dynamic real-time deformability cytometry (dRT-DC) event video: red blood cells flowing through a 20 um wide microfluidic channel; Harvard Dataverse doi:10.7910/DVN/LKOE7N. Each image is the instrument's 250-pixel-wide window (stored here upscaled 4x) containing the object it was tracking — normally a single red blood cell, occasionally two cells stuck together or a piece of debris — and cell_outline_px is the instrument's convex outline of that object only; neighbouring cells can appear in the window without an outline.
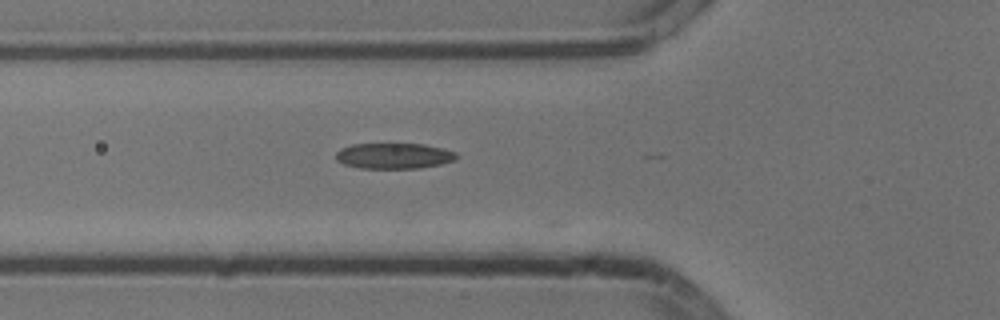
{"species": "common noctule bat (a hibernating species)", "species_latin": "Nyctalus noctula", "temperature_condition": "cold", "stored_images_in_passage": 5, "camera_frame_rate_fps": 3000, "um_per_image_px": 0.085, "animal": {"sex": "male", "body_mass_g": 13.3}, "frame": {"image": 1, "passage_image": 3, "time_ms": 0.667, "image_size_px": [1000, 320], "cell_outline_px": [[456, 160], [440, 164], [420, 168], [360, 168], [344, 164], [336, 160], [336, 152], [340, 148], [352, 144], [424, 144], [456, 152]], "centroid_in_image_um": [33.45, 13.25], "position_along_channel_um": 92.3, "area_um2": 17.98}}